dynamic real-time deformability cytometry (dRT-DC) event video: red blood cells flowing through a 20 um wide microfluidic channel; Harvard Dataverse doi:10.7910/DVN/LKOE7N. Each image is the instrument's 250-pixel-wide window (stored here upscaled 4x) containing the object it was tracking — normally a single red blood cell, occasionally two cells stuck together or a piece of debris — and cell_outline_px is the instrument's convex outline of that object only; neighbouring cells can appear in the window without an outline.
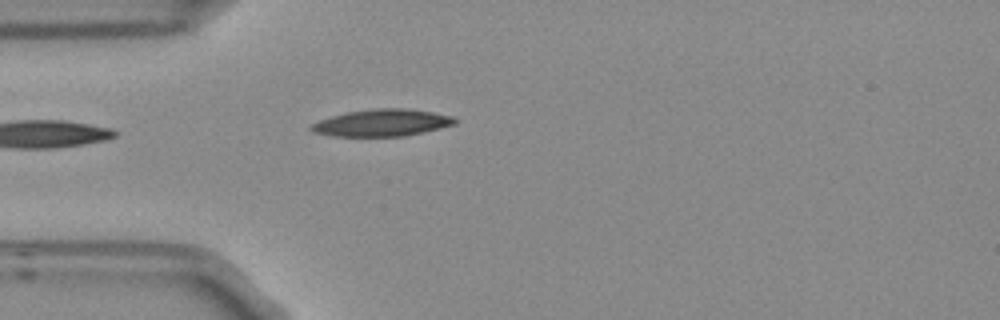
{"species": "Egyptian fruit bat (a non-hibernating species)", "species_latin": "Rousettus aegyptiacus", "temperature_condition": "room temperature", "stored_images_in_passage": 1, "camera_frame_rate_fps": 3000, "um_per_image_px": 0.085, "frame": {"image": 1, "passage_image": 1, "time_ms": 0.0, "image_size_px": [1000, 320], "cell_outline_px": [[456, 124], [424, 132], [404, 136], [332, 136], [312, 132], [308, 128], [312, 124], [320, 120], [332, 116], [348, 112], [376, 108], [408, 108], [432, 112], [452, 116], [456, 120]], "centroid_in_image_um": [32.47, 10.44], "position_along_channel_um": 52.5, "area_um2": 22.54}}